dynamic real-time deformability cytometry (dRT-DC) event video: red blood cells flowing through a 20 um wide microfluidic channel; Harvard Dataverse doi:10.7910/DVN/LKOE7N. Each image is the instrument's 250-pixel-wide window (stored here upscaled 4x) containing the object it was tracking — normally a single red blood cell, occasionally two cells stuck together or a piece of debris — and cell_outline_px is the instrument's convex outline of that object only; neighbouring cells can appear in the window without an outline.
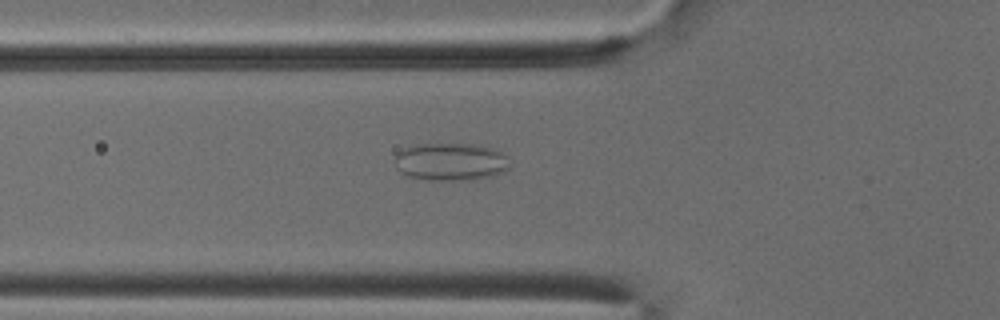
{"species": "common noctule bat (a hibernating species)", "species_latin": "Nyctalus noctula", "temperature_condition": "cold", "stored_images_in_passage": 52, "camera_frame_rate_fps": 3000, "um_per_image_px": 0.085, "animal": {"sex": "male", "body_mass_g": 18.8}, "frame": {"image": 1, "passage_image": 18, "time_ms": 5.667, "image_size_px": [1000, 320], "cell_outline_px": [[508, 168], [504, 172], [472, 180], [424, 180], [404, 176], [400, 172], [396, 160], [396, 152], [404, 148], [424, 144], [476, 144], [500, 152], [508, 156]], "centroid_in_image_um": [38.29, 13.76], "position_along_channel_um": 87.5, "area_um2": 25.14}}
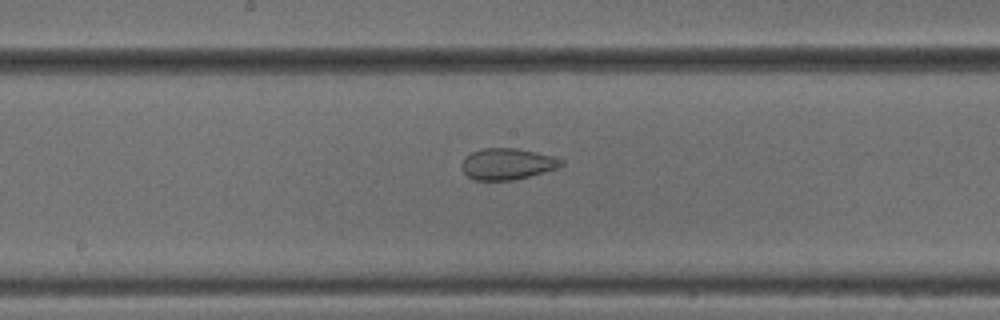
{"frame": {"image": 2, "passage_image": 27, "time_ms": 8.667, "image_size_px": [1000, 320], "cell_outline_px": [[564, 164], [560, 168], [512, 180], [476, 180], [468, 176], [464, 172], [460, 164], [472, 152], [484, 148], [516, 148], [536, 152], [552, 156], [564, 160]], "centroid_in_image_um": [43.15, 13.93], "position_along_channel_um": 205.0, "area_um2": 18.03}}
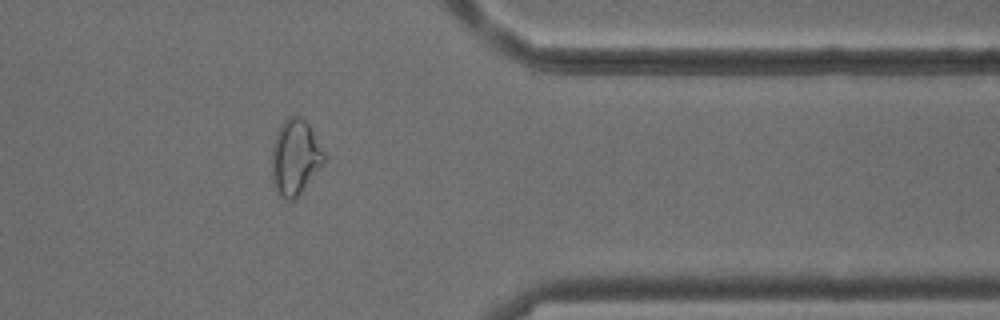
{"frame": {"image": 3, "passage_image": 42, "time_ms": 13.667, "image_size_px": [1000, 320], "cell_outline_px": [[324, 164], [300, 192], [292, 200], [284, 200], [276, 192], [272, 176], [272, 152], [276, 132], [280, 124], [288, 116], [300, 116], [308, 124], [324, 152]], "centroid_in_image_um": [25.07, 13.36], "position_along_channel_um": 386.3, "area_um2": 22.72}}